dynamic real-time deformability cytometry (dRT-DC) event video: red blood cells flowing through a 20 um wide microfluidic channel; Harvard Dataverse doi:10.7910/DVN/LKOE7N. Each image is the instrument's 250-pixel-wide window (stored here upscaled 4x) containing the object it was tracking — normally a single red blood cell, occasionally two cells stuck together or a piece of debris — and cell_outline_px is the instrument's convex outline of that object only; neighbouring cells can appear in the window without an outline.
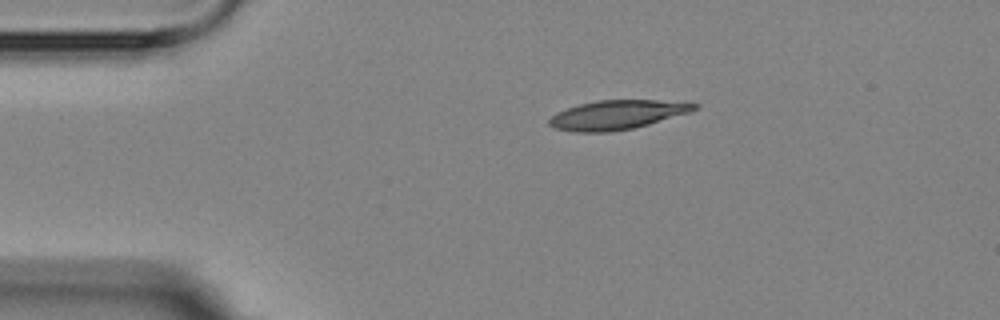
{"species": "Egyptian fruit bat (a non-hibernating species)", "species_latin": "Rousettus aegyptiacus", "temperature_condition": "room temperature", "stored_images_in_passage": 6, "camera_frame_rate_fps": 3000, "um_per_image_px": 0.085, "animal": {"sex": "female"}, "frame": {"image": 1, "passage_image": 1, "time_ms": 0.0, "image_size_px": [1000, 320], "cell_outline_px": [[700, 108], [692, 112], [648, 124], [632, 128], [612, 132], [572, 132], [556, 128], [548, 124], [548, 120], [556, 112], [580, 104], [596, 100], [656, 100], [700, 104]], "centroid_in_image_um": [52.47, 9.76], "position_along_channel_um": 32.5, "area_um2": 24.68}}
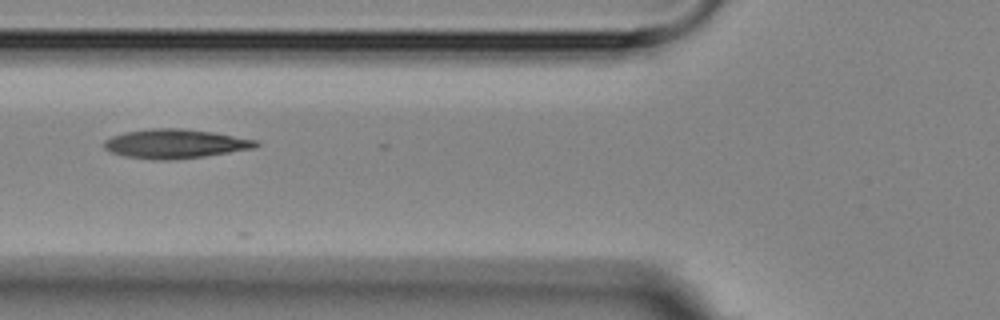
{"frame": {"image": 2, "passage_image": 4, "time_ms": 3.333, "image_size_px": [1000, 320], "cell_outline_px": [[260, 144], [256, 148], [204, 156], [172, 160], [160, 160], [124, 156], [112, 152], [104, 148], [104, 140], [112, 136], [124, 132], [152, 128], [180, 128], [212, 132], [256, 140]], "centroid_in_image_um": [14.88, 12.22], "position_along_channel_um": 110.9, "area_um2": 25.66}}
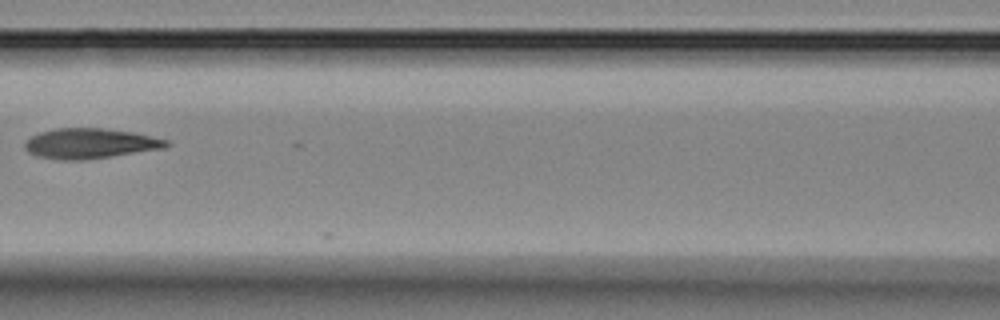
{"frame": {"image": 3, "passage_image": 5, "time_ms": 4.667, "image_size_px": [1000, 320], "cell_outline_px": [[172, 144], [164, 148], [112, 156], [84, 160], [60, 160], [36, 156], [28, 152], [24, 148], [24, 144], [32, 136], [40, 132], [56, 128], [104, 128], [132, 132], [168, 140]], "centroid_in_image_um": [7.65, 12.2], "position_along_channel_um": 159.0, "area_um2": 24.85}}